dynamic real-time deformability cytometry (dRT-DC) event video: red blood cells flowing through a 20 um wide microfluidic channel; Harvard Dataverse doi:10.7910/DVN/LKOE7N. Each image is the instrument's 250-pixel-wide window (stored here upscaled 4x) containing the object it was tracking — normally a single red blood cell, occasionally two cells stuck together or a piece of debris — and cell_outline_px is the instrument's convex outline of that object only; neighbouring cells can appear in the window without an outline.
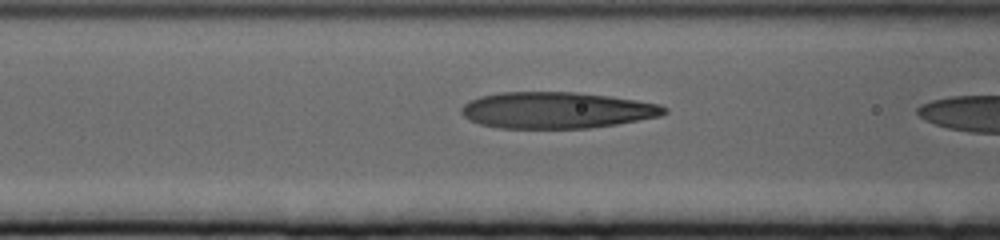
{"species": "human", "species_latin": "Homo sapiens", "temperature_condition": "cold", "stored_images_in_passage": 29, "camera_frame_rate_fps": 3000, "um_per_image_px": 0.085, "donor": {"sex": "female"}, "frame": {"image": 1, "passage_image": 4, "time_ms": 1.0, "image_size_px": [1000, 240], "cell_outline_px": [[668, 112], [660, 116], [616, 124], [588, 128], [500, 128], [480, 124], [464, 116], [460, 112], [460, 108], [468, 100], [480, 96], [500, 92], [576, 92], [608, 96], [636, 100], [660, 104], [668, 108]], "centroid_in_image_um": [47.3, 9.36], "position_along_channel_um": 119.3, "area_um2": 43.0}}
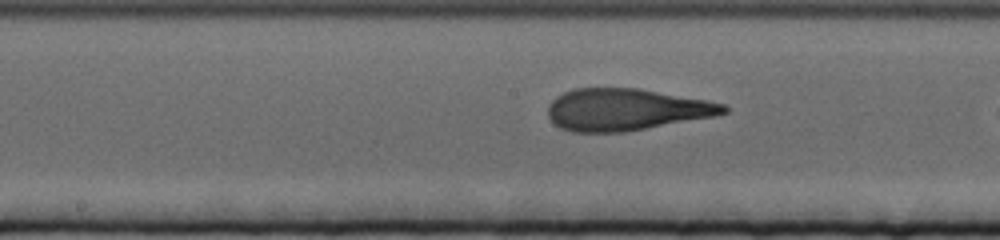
{"frame": {"image": 2, "passage_image": 11, "time_ms": 3.333, "image_size_px": [1000, 240], "cell_outline_px": [[728, 112], [716, 116], [624, 132], [572, 132], [560, 128], [548, 116], [548, 104], [556, 96], [572, 88], [636, 88], [708, 100], [728, 104]], "centroid_in_image_um": [53.23, 9.31], "position_along_channel_um": 195.0, "area_um2": 43.0}}
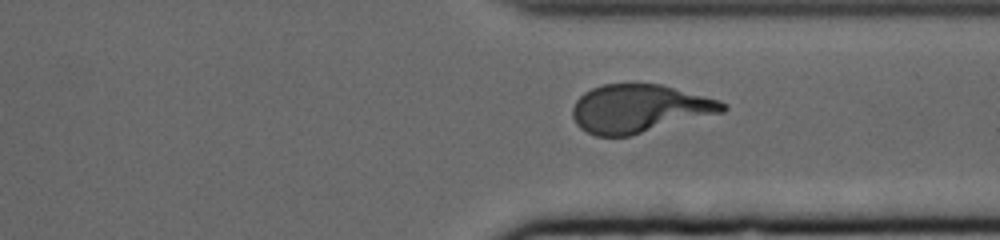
{"frame": {"image": 3, "passage_image": 26, "time_ms": 8.333, "image_size_px": [1000, 240], "cell_outline_px": [[728, 108], [724, 112], [632, 136], [596, 136], [580, 128], [576, 124], [572, 116], [572, 108], [576, 100], [584, 92], [592, 88], [604, 84], [660, 84], [720, 100], [728, 104]], "centroid_in_image_um": [54.36, 9.24], "position_along_channel_um": 357.0, "area_um2": 42.37}}